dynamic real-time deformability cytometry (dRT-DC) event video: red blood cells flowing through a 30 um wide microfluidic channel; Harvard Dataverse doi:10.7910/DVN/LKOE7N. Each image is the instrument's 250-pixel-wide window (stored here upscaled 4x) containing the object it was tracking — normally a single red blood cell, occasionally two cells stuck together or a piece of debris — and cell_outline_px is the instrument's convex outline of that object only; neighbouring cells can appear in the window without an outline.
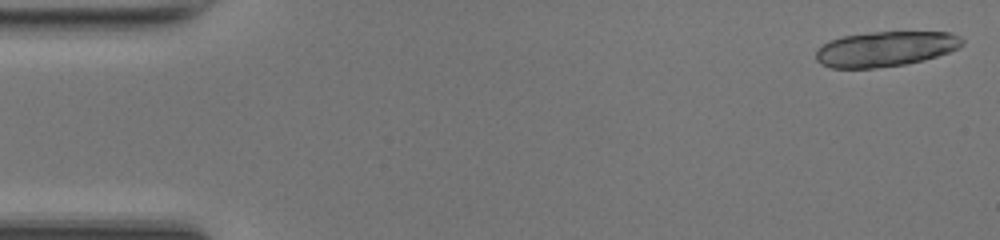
{"species": "common noctule bat (a hibernating species)", "species_latin": "Nyctalus noctula", "temperature_condition": "room temperature", "stored_images_in_passage": 16, "camera_frame_rate_fps": 3000, "um_per_image_px": 0.085, "animal": {"sex": "female", "body_mass_g": 17.0, "forearm_length_mm": 48.0}, "frame": {"image": 1, "passage_image": 1, "time_ms": 0.0, "image_size_px": [1000, 240], "cell_outline_px": [[964, 44], [948, 52], [924, 60], [904, 64], [872, 68], [832, 68], [820, 64], [816, 60], [816, 52], [828, 40], [844, 36], [868, 32], [948, 32], [960, 36], [964, 40]], "centroid_in_image_um": [75.25, 4.15], "position_along_channel_um": 9.8, "area_um2": 29.82}}